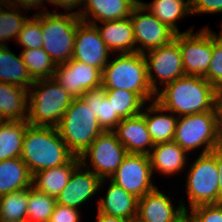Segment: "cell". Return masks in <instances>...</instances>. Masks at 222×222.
Listing matches in <instances>:
<instances>
[{
	"label": "cell",
	"mask_w": 222,
	"mask_h": 222,
	"mask_svg": "<svg viewBox=\"0 0 222 222\" xmlns=\"http://www.w3.org/2000/svg\"><path fill=\"white\" fill-rule=\"evenodd\" d=\"M193 28L176 34L185 76L205 77L212 59L213 31L204 27L193 33Z\"/></svg>",
	"instance_id": "9c48e42d"
},
{
	"label": "cell",
	"mask_w": 222,
	"mask_h": 222,
	"mask_svg": "<svg viewBox=\"0 0 222 222\" xmlns=\"http://www.w3.org/2000/svg\"><path fill=\"white\" fill-rule=\"evenodd\" d=\"M83 5L78 16L91 25L129 18L135 7L130 0H85Z\"/></svg>",
	"instance_id": "d6986e66"
},
{
	"label": "cell",
	"mask_w": 222,
	"mask_h": 222,
	"mask_svg": "<svg viewBox=\"0 0 222 222\" xmlns=\"http://www.w3.org/2000/svg\"><path fill=\"white\" fill-rule=\"evenodd\" d=\"M21 8L7 5L0 1V46H7L6 42L17 38L24 24L29 19L21 15Z\"/></svg>",
	"instance_id": "d6a6232c"
},
{
	"label": "cell",
	"mask_w": 222,
	"mask_h": 222,
	"mask_svg": "<svg viewBox=\"0 0 222 222\" xmlns=\"http://www.w3.org/2000/svg\"><path fill=\"white\" fill-rule=\"evenodd\" d=\"M218 106L220 109V125H221V140H222V93H220Z\"/></svg>",
	"instance_id": "f6af8a7d"
},
{
	"label": "cell",
	"mask_w": 222,
	"mask_h": 222,
	"mask_svg": "<svg viewBox=\"0 0 222 222\" xmlns=\"http://www.w3.org/2000/svg\"><path fill=\"white\" fill-rule=\"evenodd\" d=\"M135 6L143 4L141 0H130Z\"/></svg>",
	"instance_id": "bcb514c9"
},
{
	"label": "cell",
	"mask_w": 222,
	"mask_h": 222,
	"mask_svg": "<svg viewBox=\"0 0 222 222\" xmlns=\"http://www.w3.org/2000/svg\"><path fill=\"white\" fill-rule=\"evenodd\" d=\"M54 78L73 98L102 86V71L99 68L73 59L57 65Z\"/></svg>",
	"instance_id": "5bb4252c"
},
{
	"label": "cell",
	"mask_w": 222,
	"mask_h": 222,
	"mask_svg": "<svg viewBox=\"0 0 222 222\" xmlns=\"http://www.w3.org/2000/svg\"><path fill=\"white\" fill-rule=\"evenodd\" d=\"M110 54L96 26L81 22L75 34L72 59L103 71Z\"/></svg>",
	"instance_id": "2e32d148"
},
{
	"label": "cell",
	"mask_w": 222,
	"mask_h": 222,
	"mask_svg": "<svg viewBox=\"0 0 222 222\" xmlns=\"http://www.w3.org/2000/svg\"><path fill=\"white\" fill-rule=\"evenodd\" d=\"M80 163V157L74 156L67 164L37 172L32 178V187L39 192L58 197L68 184L74 168Z\"/></svg>",
	"instance_id": "d4e9b609"
},
{
	"label": "cell",
	"mask_w": 222,
	"mask_h": 222,
	"mask_svg": "<svg viewBox=\"0 0 222 222\" xmlns=\"http://www.w3.org/2000/svg\"><path fill=\"white\" fill-rule=\"evenodd\" d=\"M144 107L141 115L145 118L147 130L154 145L172 142L175 136L178 117L169 110H166L155 100L151 101L150 105L149 103L146 106L144 105Z\"/></svg>",
	"instance_id": "7402d4cb"
},
{
	"label": "cell",
	"mask_w": 222,
	"mask_h": 222,
	"mask_svg": "<svg viewBox=\"0 0 222 222\" xmlns=\"http://www.w3.org/2000/svg\"><path fill=\"white\" fill-rule=\"evenodd\" d=\"M191 222H222V203L198 205L186 211Z\"/></svg>",
	"instance_id": "74e56055"
},
{
	"label": "cell",
	"mask_w": 222,
	"mask_h": 222,
	"mask_svg": "<svg viewBox=\"0 0 222 222\" xmlns=\"http://www.w3.org/2000/svg\"><path fill=\"white\" fill-rule=\"evenodd\" d=\"M6 222H30V221L26 218V219H19V220L6 221Z\"/></svg>",
	"instance_id": "7dc6e473"
},
{
	"label": "cell",
	"mask_w": 222,
	"mask_h": 222,
	"mask_svg": "<svg viewBox=\"0 0 222 222\" xmlns=\"http://www.w3.org/2000/svg\"><path fill=\"white\" fill-rule=\"evenodd\" d=\"M16 41L26 49H37L43 45V35L41 31V12L33 14L24 24L23 29L19 32Z\"/></svg>",
	"instance_id": "d590c367"
},
{
	"label": "cell",
	"mask_w": 222,
	"mask_h": 222,
	"mask_svg": "<svg viewBox=\"0 0 222 222\" xmlns=\"http://www.w3.org/2000/svg\"><path fill=\"white\" fill-rule=\"evenodd\" d=\"M219 93H222V31L213 32L212 59L204 77Z\"/></svg>",
	"instance_id": "8d00e7d4"
},
{
	"label": "cell",
	"mask_w": 222,
	"mask_h": 222,
	"mask_svg": "<svg viewBox=\"0 0 222 222\" xmlns=\"http://www.w3.org/2000/svg\"><path fill=\"white\" fill-rule=\"evenodd\" d=\"M80 218L78 209L56 204L49 222H80Z\"/></svg>",
	"instance_id": "f35d334b"
},
{
	"label": "cell",
	"mask_w": 222,
	"mask_h": 222,
	"mask_svg": "<svg viewBox=\"0 0 222 222\" xmlns=\"http://www.w3.org/2000/svg\"><path fill=\"white\" fill-rule=\"evenodd\" d=\"M186 172V194L189 209L203 204H219V172L211 153L199 154Z\"/></svg>",
	"instance_id": "ba28073f"
},
{
	"label": "cell",
	"mask_w": 222,
	"mask_h": 222,
	"mask_svg": "<svg viewBox=\"0 0 222 222\" xmlns=\"http://www.w3.org/2000/svg\"><path fill=\"white\" fill-rule=\"evenodd\" d=\"M182 200L174 207L169 195L157 187L138 199L136 222H179L188 210Z\"/></svg>",
	"instance_id": "e0dca14e"
},
{
	"label": "cell",
	"mask_w": 222,
	"mask_h": 222,
	"mask_svg": "<svg viewBox=\"0 0 222 222\" xmlns=\"http://www.w3.org/2000/svg\"><path fill=\"white\" fill-rule=\"evenodd\" d=\"M81 98L87 107L91 108L104 131H113L121 122L122 119L114 112L112 103L108 101L102 86L87 90Z\"/></svg>",
	"instance_id": "f546056e"
},
{
	"label": "cell",
	"mask_w": 222,
	"mask_h": 222,
	"mask_svg": "<svg viewBox=\"0 0 222 222\" xmlns=\"http://www.w3.org/2000/svg\"><path fill=\"white\" fill-rule=\"evenodd\" d=\"M153 177L149 155L128 153L108 180L141 198L156 188Z\"/></svg>",
	"instance_id": "7c38bea8"
},
{
	"label": "cell",
	"mask_w": 222,
	"mask_h": 222,
	"mask_svg": "<svg viewBox=\"0 0 222 222\" xmlns=\"http://www.w3.org/2000/svg\"><path fill=\"white\" fill-rule=\"evenodd\" d=\"M8 46H0V81L29 90L34 80L29 75L21 55L18 57Z\"/></svg>",
	"instance_id": "4316f807"
},
{
	"label": "cell",
	"mask_w": 222,
	"mask_h": 222,
	"mask_svg": "<svg viewBox=\"0 0 222 222\" xmlns=\"http://www.w3.org/2000/svg\"><path fill=\"white\" fill-rule=\"evenodd\" d=\"M97 222H133L131 220H126L124 218L116 217L113 215H108L105 213H101L97 210V217H96Z\"/></svg>",
	"instance_id": "ee69618b"
},
{
	"label": "cell",
	"mask_w": 222,
	"mask_h": 222,
	"mask_svg": "<svg viewBox=\"0 0 222 222\" xmlns=\"http://www.w3.org/2000/svg\"><path fill=\"white\" fill-rule=\"evenodd\" d=\"M108 189L104 198L97 200V210L136 222L138 214V199L113 181H108Z\"/></svg>",
	"instance_id": "44dd1931"
},
{
	"label": "cell",
	"mask_w": 222,
	"mask_h": 222,
	"mask_svg": "<svg viewBox=\"0 0 222 222\" xmlns=\"http://www.w3.org/2000/svg\"><path fill=\"white\" fill-rule=\"evenodd\" d=\"M176 142L187 153L202 148L200 154L210 153L222 145L220 109L178 117L174 136Z\"/></svg>",
	"instance_id": "277c9868"
},
{
	"label": "cell",
	"mask_w": 222,
	"mask_h": 222,
	"mask_svg": "<svg viewBox=\"0 0 222 222\" xmlns=\"http://www.w3.org/2000/svg\"><path fill=\"white\" fill-rule=\"evenodd\" d=\"M0 1L7 5L23 8L22 10L26 12L36 8L40 9L41 6L45 9L44 11H48V9L44 6L43 2H45L46 4V2L47 3L49 2V0H0Z\"/></svg>",
	"instance_id": "60d3db41"
},
{
	"label": "cell",
	"mask_w": 222,
	"mask_h": 222,
	"mask_svg": "<svg viewBox=\"0 0 222 222\" xmlns=\"http://www.w3.org/2000/svg\"><path fill=\"white\" fill-rule=\"evenodd\" d=\"M102 71V87L105 90L122 89L136 93L145 103L155 100L147 76L143 53L115 54Z\"/></svg>",
	"instance_id": "3957f363"
},
{
	"label": "cell",
	"mask_w": 222,
	"mask_h": 222,
	"mask_svg": "<svg viewBox=\"0 0 222 222\" xmlns=\"http://www.w3.org/2000/svg\"><path fill=\"white\" fill-rule=\"evenodd\" d=\"M113 131L128 153L149 155L154 147L141 114L122 119Z\"/></svg>",
	"instance_id": "ac0fdd59"
},
{
	"label": "cell",
	"mask_w": 222,
	"mask_h": 222,
	"mask_svg": "<svg viewBox=\"0 0 222 222\" xmlns=\"http://www.w3.org/2000/svg\"><path fill=\"white\" fill-rule=\"evenodd\" d=\"M103 24L98 26L99 24ZM96 28L108 50L117 54L136 53V42L134 39V31L132 21L129 18L99 22Z\"/></svg>",
	"instance_id": "ffe728a7"
},
{
	"label": "cell",
	"mask_w": 222,
	"mask_h": 222,
	"mask_svg": "<svg viewBox=\"0 0 222 222\" xmlns=\"http://www.w3.org/2000/svg\"><path fill=\"white\" fill-rule=\"evenodd\" d=\"M28 189L0 196V222L26 219L28 200Z\"/></svg>",
	"instance_id": "836d02e7"
},
{
	"label": "cell",
	"mask_w": 222,
	"mask_h": 222,
	"mask_svg": "<svg viewBox=\"0 0 222 222\" xmlns=\"http://www.w3.org/2000/svg\"><path fill=\"white\" fill-rule=\"evenodd\" d=\"M27 120L0 121V161L19 158Z\"/></svg>",
	"instance_id": "f1b7e54d"
},
{
	"label": "cell",
	"mask_w": 222,
	"mask_h": 222,
	"mask_svg": "<svg viewBox=\"0 0 222 222\" xmlns=\"http://www.w3.org/2000/svg\"><path fill=\"white\" fill-rule=\"evenodd\" d=\"M28 115V90L0 81V121L27 120Z\"/></svg>",
	"instance_id": "cb8c5ba5"
},
{
	"label": "cell",
	"mask_w": 222,
	"mask_h": 222,
	"mask_svg": "<svg viewBox=\"0 0 222 222\" xmlns=\"http://www.w3.org/2000/svg\"><path fill=\"white\" fill-rule=\"evenodd\" d=\"M20 55L34 81L54 77L57 65L42 47L23 50Z\"/></svg>",
	"instance_id": "4dcf8cb0"
},
{
	"label": "cell",
	"mask_w": 222,
	"mask_h": 222,
	"mask_svg": "<svg viewBox=\"0 0 222 222\" xmlns=\"http://www.w3.org/2000/svg\"><path fill=\"white\" fill-rule=\"evenodd\" d=\"M85 0H49L48 4H52V6L54 5L56 8H58V6L60 8H63L66 11H71V13L79 15L80 11L82 8H80L83 4H84ZM80 11H76L75 8H78ZM75 10V11H74Z\"/></svg>",
	"instance_id": "b9f144b4"
},
{
	"label": "cell",
	"mask_w": 222,
	"mask_h": 222,
	"mask_svg": "<svg viewBox=\"0 0 222 222\" xmlns=\"http://www.w3.org/2000/svg\"><path fill=\"white\" fill-rule=\"evenodd\" d=\"M56 128L69 151L76 157H81L104 131L81 97L73 98Z\"/></svg>",
	"instance_id": "8992f818"
},
{
	"label": "cell",
	"mask_w": 222,
	"mask_h": 222,
	"mask_svg": "<svg viewBox=\"0 0 222 222\" xmlns=\"http://www.w3.org/2000/svg\"><path fill=\"white\" fill-rule=\"evenodd\" d=\"M216 160L217 169L219 172V197L222 199V145L213 149L210 152Z\"/></svg>",
	"instance_id": "7bdbcfd3"
},
{
	"label": "cell",
	"mask_w": 222,
	"mask_h": 222,
	"mask_svg": "<svg viewBox=\"0 0 222 222\" xmlns=\"http://www.w3.org/2000/svg\"><path fill=\"white\" fill-rule=\"evenodd\" d=\"M28 92L27 121L33 126L56 127L73 100L54 77L35 80Z\"/></svg>",
	"instance_id": "5b68a950"
},
{
	"label": "cell",
	"mask_w": 222,
	"mask_h": 222,
	"mask_svg": "<svg viewBox=\"0 0 222 222\" xmlns=\"http://www.w3.org/2000/svg\"><path fill=\"white\" fill-rule=\"evenodd\" d=\"M28 200L26 218L30 222H49L57 204L56 198L30 187L28 189Z\"/></svg>",
	"instance_id": "e575fe53"
},
{
	"label": "cell",
	"mask_w": 222,
	"mask_h": 222,
	"mask_svg": "<svg viewBox=\"0 0 222 222\" xmlns=\"http://www.w3.org/2000/svg\"><path fill=\"white\" fill-rule=\"evenodd\" d=\"M179 222H191L187 216L182 218Z\"/></svg>",
	"instance_id": "c3c4849f"
},
{
	"label": "cell",
	"mask_w": 222,
	"mask_h": 222,
	"mask_svg": "<svg viewBox=\"0 0 222 222\" xmlns=\"http://www.w3.org/2000/svg\"><path fill=\"white\" fill-rule=\"evenodd\" d=\"M190 2L192 15L222 13V0H190Z\"/></svg>",
	"instance_id": "ab89813d"
},
{
	"label": "cell",
	"mask_w": 222,
	"mask_h": 222,
	"mask_svg": "<svg viewBox=\"0 0 222 222\" xmlns=\"http://www.w3.org/2000/svg\"><path fill=\"white\" fill-rule=\"evenodd\" d=\"M130 19L133 25L136 52L144 53L169 44L176 33L160 22L142 4L133 8Z\"/></svg>",
	"instance_id": "4fadbf2b"
},
{
	"label": "cell",
	"mask_w": 222,
	"mask_h": 222,
	"mask_svg": "<svg viewBox=\"0 0 222 222\" xmlns=\"http://www.w3.org/2000/svg\"><path fill=\"white\" fill-rule=\"evenodd\" d=\"M142 5L176 34L180 33L177 21L185 16H192L190 0H153L149 3L143 2Z\"/></svg>",
	"instance_id": "83f0119b"
},
{
	"label": "cell",
	"mask_w": 222,
	"mask_h": 222,
	"mask_svg": "<svg viewBox=\"0 0 222 222\" xmlns=\"http://www.w3.org/2000/svg\"><path fill=\"white\" fill-rule=\"evenodd\" d=\"M188 155L174 141L155 144L149 154L152 174L154 175L157 172L165 175V177L179 174L185 168L187 162H191L188 161Z\"/></svg>",
	"instance_id": "603a6c76"
},
{
	"label": "cell",
	"mask_w": 222,
	"mask_h": 222,
	"mask_svg": "<svg viewBox=\"0 0 222 222\" xmlns=\"http://www.w3.org/2000/svg\"><path fill=\"white\" fill-rule=\"evenodd\" d=\"M149 84L156 94L160 88L185 76L182 54L178 42L173 39L169 44L153 48L143 53ZM159 83H157L158 81Z\"/></svg>",
	"instance_id": "8fae6325"
},
{
	"label": "cell",
	"mask_w": 222,
	"mask_h": 222,
	"mask_svg": "<svg viewBox=\"0 0 222 222\" xmlns=\"http://www.w3.org/2000/svg\"><path fill=\"white\" fill-rule=\"evenodd\" d=\"M73 157L56 127L27 126L20 158L32 176L42 170L67 164Z\"/></svg>",
	"instance_id": "7a4b0ae2"
},
{
	"label": "cell",
	"mask_w": 222,
	"mask_h": 222,
	"mask_svg": "<svg viewBox=\"0 0 222 222\" xmlns=\"http://www.w3.org/2000/svg\"><path fill=\"white\" fill-rule=\"evenodd\" d=\"M32 178L20 157L0 161V196L32 187Z\"/></svg>",
	"instance_id": "484cf974"
},
{
	"label": "cell",
	"mask_w": 222,
	"mask_h": 222,
	"mask_svg": "<svg viewBox=\"0 0 222 222\" xmlns=\"http://www.w3.org/2000/svg\"><path fill=\"white\" fill-rule=\"evenodd\" d=\"M219 96L204 77L183 76L161 88L155 101L181 117L212 111L218 105Z\"/></svg>",
	"instance_id": "6da1fadb"
},
{
	"label": "cell",
	"mask_w": 222,
	"mask_h": 222,
	"mask_svg": "<svg viewBox=\"0 0 222 222\" xmlns=\"http://www.w3.org/2000/svg\"><path fill=\"white\" fill-rule=\"evenodd\" d=\"M42 48L56 65L66 63L73 56L75 34L82 22L73 13H58L41 9Z\"/></svg>",
	"instance_id": "52a82bcc"
},
{
	"label": "cell",
	"mask_w": 222,
	"mask_h": 222,
	"mask_svg": "<svg viewBox=\"0 0 222 222\" xmlns=\"http://www.w3.org/2000/svg\"><path fill=\"white\" fill-rule=\"evenodd\" d=\"M127 154L114 131H103L81 155L80 162L101 180L110 179Z\"/></svg>",
	"instance_id": "30bf717a"
},
{
	"label": "cell",
	"mask_w": 222,
	"mask_h": 222,
	"mask_svg": "<svg viewBox=\"0 0 222 222\" xmlns=\"http://www.w3.org/2000/svg\"><path fill=\"white\" fill-rule=\"evenodd\" d=\"M108 179H100L81 162L74 168L68 184L56 198L57 204L76 208L79 210L87 201L100 191V188L107 184ZM90 199V200H89Z\"/></svg>",
	"instance_id": "9a60e30c"
},
{
	"label": "cell",
	"mask_w": 222,
	"mask_h": 222,
	"mask_svg": "<svg viewBox=\"0 0 222 222\" xmlns=\"http://www.w3.org/2000/svg\"><path fill=\"white\" fill-rule=\"evenodd\" d=\"M105 95L110 103H112L114 112L121 119L130 118L141 114L146 103L134 92L115 89L105 90Z\"/></svg>",
	"instance_id": "1f68e13d"
}]
</instances>
